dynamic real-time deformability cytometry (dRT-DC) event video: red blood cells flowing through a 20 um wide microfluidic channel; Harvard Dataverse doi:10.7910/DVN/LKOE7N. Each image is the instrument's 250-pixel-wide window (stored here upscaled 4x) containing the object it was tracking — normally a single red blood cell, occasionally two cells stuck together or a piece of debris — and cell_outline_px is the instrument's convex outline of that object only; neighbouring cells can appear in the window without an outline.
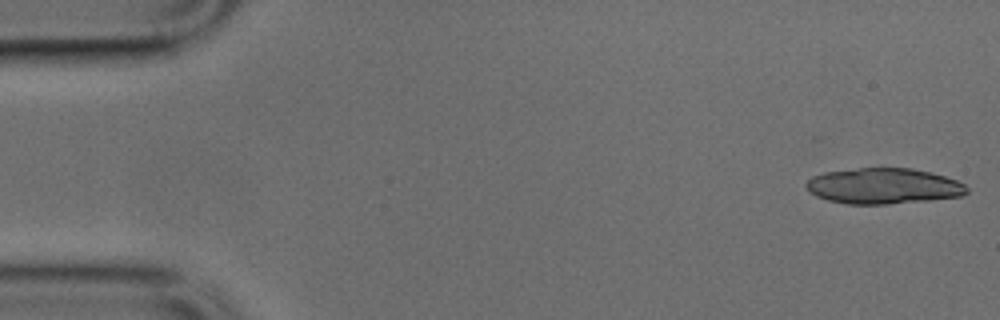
{"species": "common noctule bat (a hibernating species)", "species_latin": "Nyctalus noctula", "temperature_condition": "cold", "stored_images_in_passage": 15, "camera_frame_rate_fps": 3000, "um_per_image_px": 0.085, "animal": {"sex": "male", "body_mass_g": 17.9, "forearm_length_mm": 54.2}, "frame": {"image": 1, "passage_image": 1, "time_ms": 0.0, "image_size_px": [1000, 320], "cell_outline_px": [[968, 192], [960, 196], [928, 200], [888, 204], [848, 204], [828, 200], [816, 196], [804, 184], [812, 176], [824, 172], [860, 168], [912, 168], [932, 172], [956, 180], [964, 184], [968, 188]], "centroid_in_image_um": [75.1, 15.81], "position_along_channel_um": 9.9, "area_um2": 33.35}}